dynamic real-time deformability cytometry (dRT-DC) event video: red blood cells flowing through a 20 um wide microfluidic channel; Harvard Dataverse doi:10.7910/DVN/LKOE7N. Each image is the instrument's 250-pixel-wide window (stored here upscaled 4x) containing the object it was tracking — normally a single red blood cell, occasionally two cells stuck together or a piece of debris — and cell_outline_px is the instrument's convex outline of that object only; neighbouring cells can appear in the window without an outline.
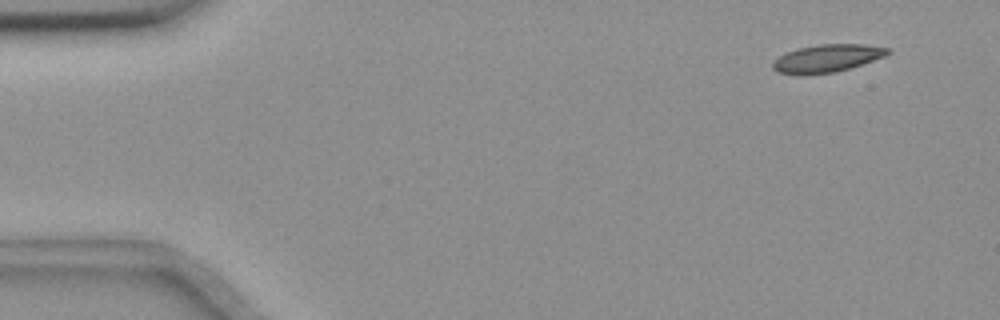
{"species": "common noctule bat (a hibernating species)", "species_latin": "Nyctalus noctula", "temperature_condition": "room temperature", "stored_images_in_passage": 10, "camera_frame_rate_fps": 3000, "um_per_image_px": 0.085, "animal": {"sex": "female", "body_mass_g": 18.4}, "frame": {"image": 1, "passage_image": 1, "time_ms": 0.0, "image_size_px": [1000, 320], "cell_outline_px": [[892, 52], [888, 56], [836, 72], [804, 76], [800, 76], [776, 72], [772, 68], [772, 60], [784, 52], [796, 48], [816, 44], [864, 44], [888, 48]], "centroid_in_image_um": [70.24, 4.97], "position_along_channel_um": 14.8, "area_um2": 19.25}}
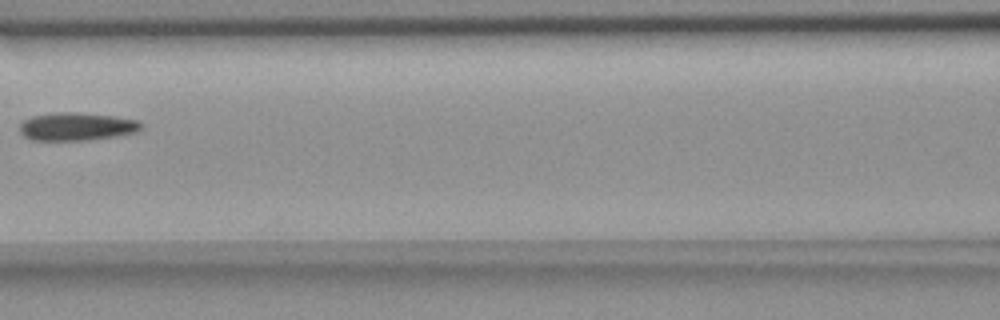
{"frame": {"image": 2, "passage_image": 7, "time_ms": 7.0, "image_size_px": [1000, 320], "cell_outline_px": [[140, 128], [136, 132], [116, 136], [84, 140], [32, 140], [24, 136], [20, 132], [20, 124], [24, 120], [32, 116], [52, 112], [80, 112], [112, 116], [140, 120]], "centroid_in_image_um": [6.48, 10.74], "position_along_channel_um": 160.1, "area_um2": 19.77}}
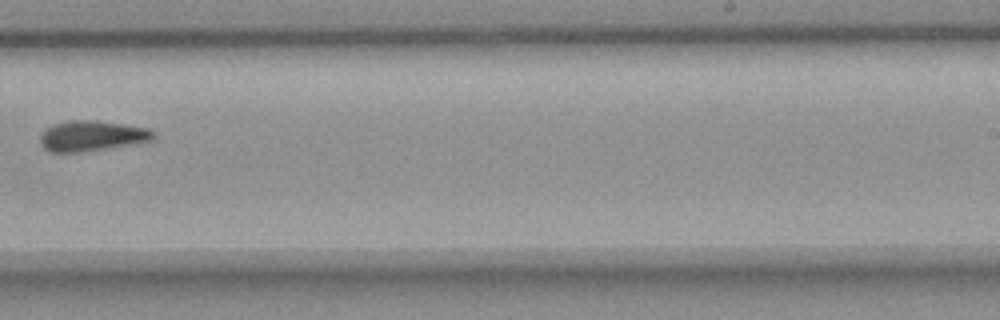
{"frame": {"image": 3, "passage_image": 10, "time_ms": 10.333, "image_size_px": [1000, 320], "cell_outline_px": [[156, 136], [152, 140], [132, 144], [80, 152], [52, 152], [44, 148], [40, 144], [40, 136], [44, 128], [52, 124], [68, 120], [96, 120], [148, 128], [156, 132]], "centroid_in_image_um": [7.78, 11.54], "position_along_channel_um": 281.2, "area_um2": 20.17}}